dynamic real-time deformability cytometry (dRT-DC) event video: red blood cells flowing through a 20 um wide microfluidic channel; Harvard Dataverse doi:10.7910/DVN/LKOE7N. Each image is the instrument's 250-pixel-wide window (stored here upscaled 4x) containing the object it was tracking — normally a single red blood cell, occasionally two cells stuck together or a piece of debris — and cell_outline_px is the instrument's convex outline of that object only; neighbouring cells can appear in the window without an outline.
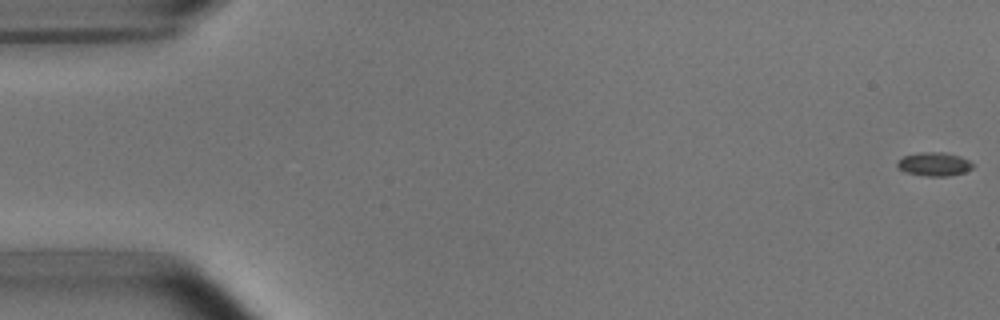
{"species": "common noctule bat (a hibernating species)", "species_latin": "Nyctalus noctula", "temperature_condition": "room temperature", "stored_images_in_passage": 53, "camera_frame_rate_fps": 3000, "um_per_image_px": 0.085, "animal": {"sex": "male", "body_mass_g": 15.6}, "frame": {"image": 1, "passage_image": 1, "time_ms": 0.0, "image_size_px": [1000, 320], "cell_outline_px": [[972, 168], [964, 172], [948, 176], [924, 176], [908, 172], [900, 168], [896, 164], [904, 156], [920, 152], [944, 152], [960, 156], [968, 160], [972, 164]], "centroid_in_image_um": [79.42, 13.94], "position_along_channel_um": 5.6, "area_um2": 10.17}}
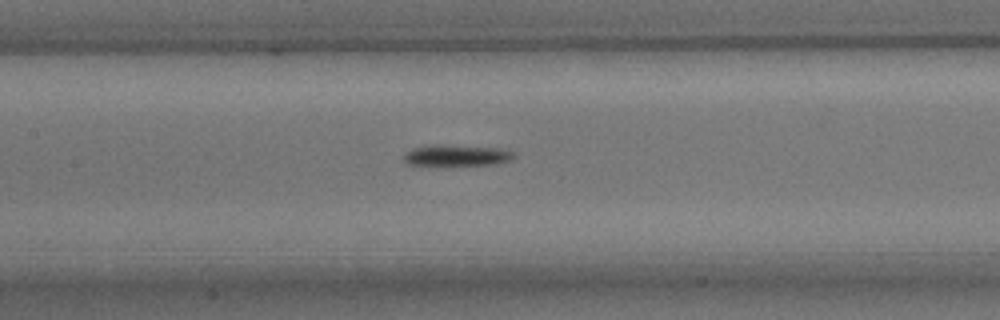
{"frame": {"image": 2, "passage_image": 25, "time_ms": 8.0, "image_size_px": [1000, 320], "cell_outline_px": [[516, 156], [512, 160], [496, 164], [408, 164], [404, 160], [404, 156], [412, 148], [500, 148], [512, 152]], "centroid_in_image_um": [38.94, 13.26], "position_along_channel_um": 168.5, "area_um2": 11.91}}
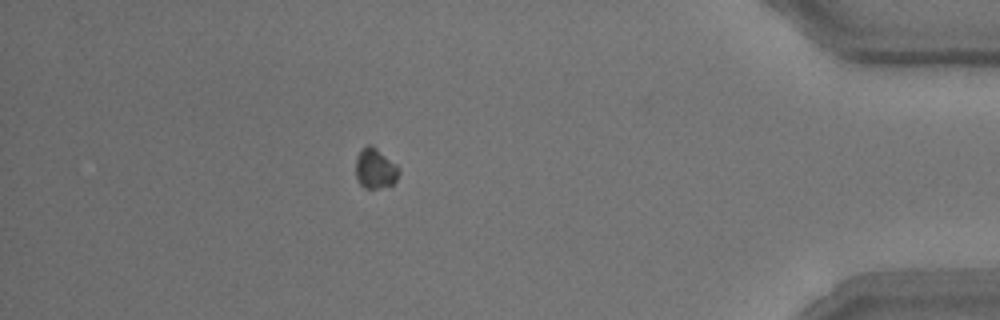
{"frame": {"image": 3, "passage_image": 47, "time_ms": 15.333, "image_size_px": [1000, 320], "cell_outline_px": [[400, 172], [396, 180], [392, 184], [376, 188], [364, 188], [360, 184], [356, 176], [356, 156], [364, 144], [372, 144], [396, 164]], "centroid_in_image_um": [31.87, 14.28], "position_along_channel_um": 403.3, "area_um2": 10.17}, "authors_computed_cell_mechanics": {"area_um2": 10.8664, "velocity_mm_per_s": 3.8136, "shape_relaxation_time_tau1_ms": 5.6583, "shape_relaxation_time_tau2_ms": null, "deformation_change_tau1": 0.2479, "deformation_change_tau2": null}}